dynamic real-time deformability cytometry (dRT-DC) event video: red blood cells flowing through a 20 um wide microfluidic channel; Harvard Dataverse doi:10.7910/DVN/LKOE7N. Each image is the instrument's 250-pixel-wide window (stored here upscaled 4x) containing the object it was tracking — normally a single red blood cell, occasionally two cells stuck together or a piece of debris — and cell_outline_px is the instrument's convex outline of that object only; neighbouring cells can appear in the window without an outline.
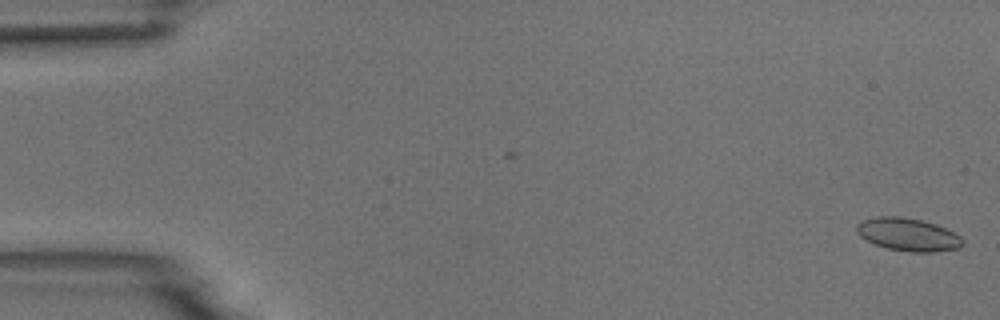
{"species": "common noctule bat (a hibernating species)", "species_latin": "Nyctalus noctula", "temperature_condition": "room temperature", "stored_images_in_passage": 2, "segment_of_instrument_passage": [2, 2], "camera_frame_rate_fps": 3000, "um_per_image_px": 0.085, "animal": {"sex": "male", "body_mass_g": 18.8}, "frame": {"image": 1, "passage_image": 2, "time_ms": 1.333, "image_size_px": [1000, 320], "cell_outline_px": [[964, 244], [960, 248], [932, 252], [912, 252], [888, 248], [876, 244], [860, 236], [856, 232], [856, 224], [864, 220], [876, 216], [900, 216], [920, 220], [936, 224], [960, 236], [964, 240]], "centroid_in_image_um": [77.19, 19.93], "position_along_channel_um": 7.8, "area_um2": 20.17}}